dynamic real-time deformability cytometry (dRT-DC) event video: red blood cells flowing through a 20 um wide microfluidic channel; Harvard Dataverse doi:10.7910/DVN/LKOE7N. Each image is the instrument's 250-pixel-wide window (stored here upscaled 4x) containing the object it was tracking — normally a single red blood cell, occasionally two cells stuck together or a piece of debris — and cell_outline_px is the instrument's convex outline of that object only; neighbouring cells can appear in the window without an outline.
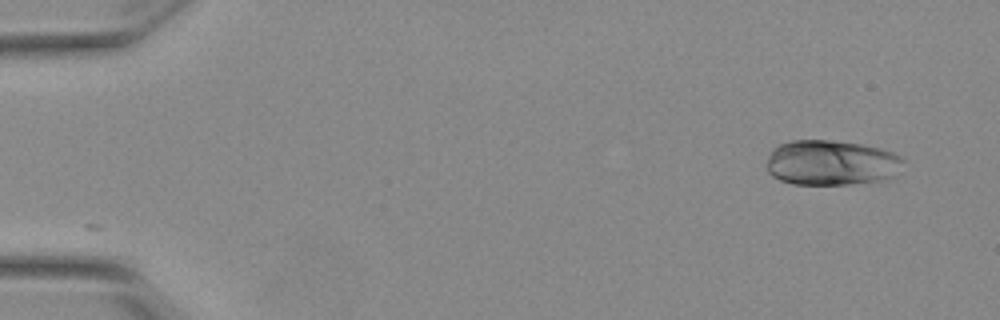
{"species": "Egyptian fruit bat (a non-hibernating species)", "species_latin": "Rousettus aegyptiacus", "temperature_condition": "warm", "stored_images_in_passage": 16, "camera_frame_rate_fps": 3000, "um_per_image_px": 0.085, "animal": {"sex": "female"}, "frame": {"image": 1, "passage_image": 1, "time_ms": 0.0, "image_size_px": [1000, 320], "cell_outline_px": [[904, 160], [892, 176], [880, 180], [848, 184], [792, 184], [780, 180], [772, 176], [768, 172], [768, 156], [780, 144], [792, 140], [832, 140], [860, 144], [880, 148], [892, 152], [900, 156]], "centroid_in_image_um": [70.63, 13.83], "position_along_channel_um": 14.4, "area_um2": 35.55}}
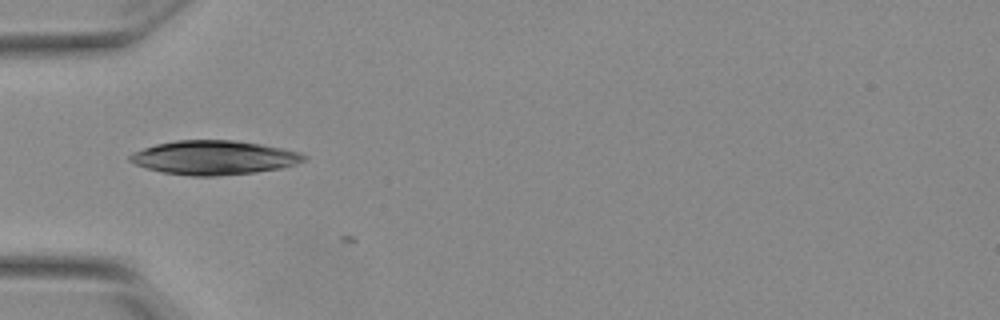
{"frame": {"image": 2, "passage_image": 15, "time_ms": 4.667, "image_size_px": [1000, 320], "cell_outline_px": [[308, 156], [304, 160], [296, 164], [280, 168], [256, 172], [216, 176], [192, 176], [164, 172], [148, 168], [136, 164], [128, 160], [128, 156], [132, 152], [156, 144], [176, 140], [232, 140], [260, 144], [280, 148], [296, 152]], "centroid_in_image_um": [18.16, 13.39], "position_along_channel_um": 66.8, "area_um2": 34.22}}